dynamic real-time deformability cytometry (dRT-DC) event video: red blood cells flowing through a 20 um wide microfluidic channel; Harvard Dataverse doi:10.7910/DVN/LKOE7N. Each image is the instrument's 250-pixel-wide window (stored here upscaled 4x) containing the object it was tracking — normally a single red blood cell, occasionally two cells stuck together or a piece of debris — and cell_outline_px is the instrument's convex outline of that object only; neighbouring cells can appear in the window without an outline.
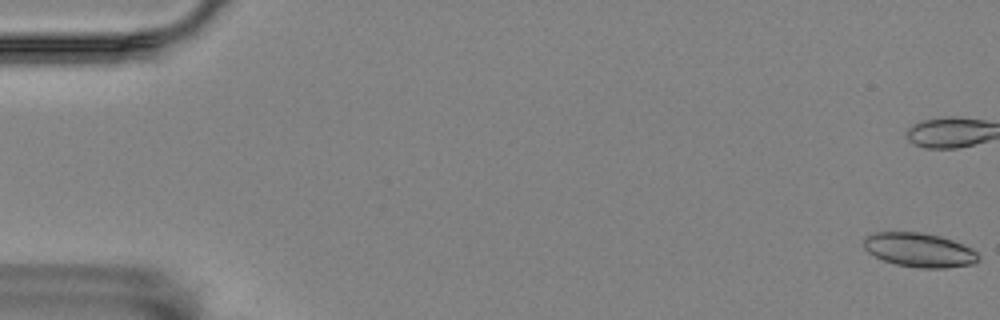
{"species": "Egyptian fruit bat (a non-hibernating species)", "species_latin": "Rousettus aegyptiacus", "temperature_condition": "room temperature", "stored_images_in_passage": 54, "camera_frame_rate_fps": 3000, "um_per_image_px": 0.085, "animal": {"sex": "female"}, "frame": {"image": 1, "passage_image": 1, "time_ms": 0.0, "image_size_px": [1000, 320], "cell_outline_px": [[980, 260], [972, 264], [944, 268], [916, 268], [896, 264], [884, 260], [868, 252], [864, 248], [864, 236], [876, 232], [920, 232], [940, 236], [952, 240], [972, 248], [980, 256]], "centroid_in_image_um": [78.15, 21.25], "position_along_channel_um": 6.9, "area_um2": 22.83}}